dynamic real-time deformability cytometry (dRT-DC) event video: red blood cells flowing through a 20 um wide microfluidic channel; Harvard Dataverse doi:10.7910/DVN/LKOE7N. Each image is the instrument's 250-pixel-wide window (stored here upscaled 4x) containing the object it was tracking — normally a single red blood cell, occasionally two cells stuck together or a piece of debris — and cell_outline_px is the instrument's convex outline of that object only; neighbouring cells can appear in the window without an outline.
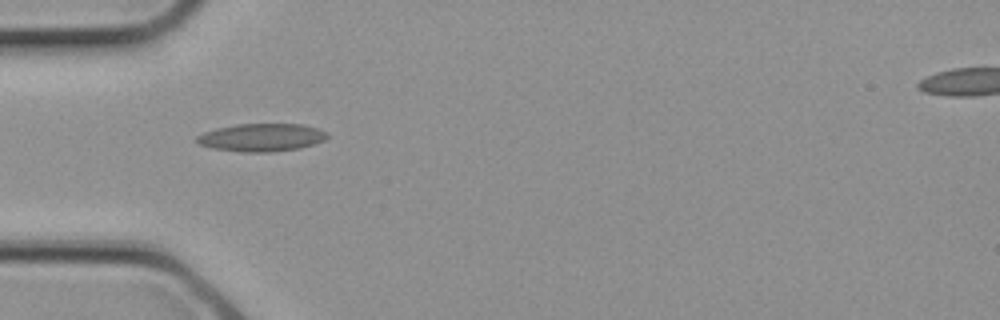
{"species": "common noctule bat (a hibernating species)", "species_latin": "Nyctalus noctula", "temperature_condition": "cold", "stored_images_in_passage": 1, "camera_frame_rate_fps": 3000, "um_per_image_px": 0.085, "animal": {"sex": "female", "body_mass_g": 21.9}, "frame": {"image": 1, "passage_image": 1, "time_ms": 0.0, "image_size_px": [1000, 320], "cell_outline_px": [[328, 136], [324, 140], [300, 148], [268, 152], [240, 152], [212, 148], [200, 144], [196, 140], [196, 136], [204, 132], [216, 128], [236, 124], [304, 124], [328, 132]], "centroid_in_image_um": [22.22, 11.68], "position_along_channel_um": 62.8, "area_um2": 21.15}}